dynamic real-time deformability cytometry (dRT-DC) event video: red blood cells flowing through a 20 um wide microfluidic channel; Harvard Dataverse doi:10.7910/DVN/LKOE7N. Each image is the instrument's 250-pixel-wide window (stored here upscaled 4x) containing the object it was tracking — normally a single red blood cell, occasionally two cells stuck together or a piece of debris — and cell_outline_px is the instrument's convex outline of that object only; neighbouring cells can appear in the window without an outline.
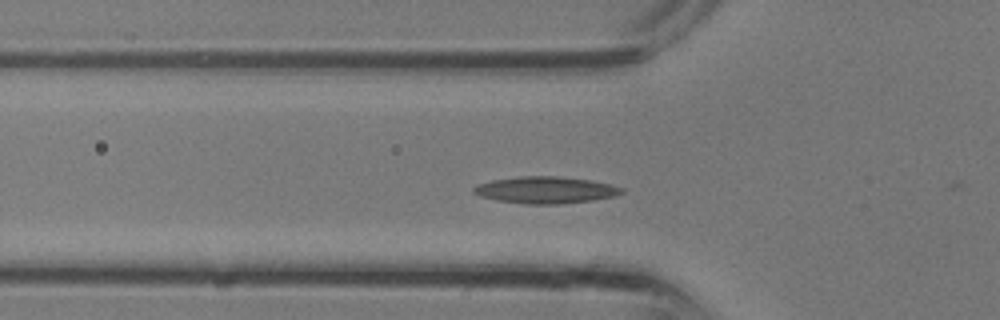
{"species": "common noctule bat (a hibernating species)", "species_latin": "Nyctalus noctula", "temperature_condition": "room temperature", "stored_images_in_passage": 9, "camera_frame_rate_fps": 3000, "um_per_image_px": 0.085, "animal": {"sex": "male", "body_mass_g": 13.3}, "frame": {"image": 1, "passage_image": 8, "time_ms": 2.333, "image_size_px": [1000, 320], "cell_outline_px": [[624, 192], [616, 196], [592, 200], [556, 204], [524, 204], [496, 200], [480, 196], [472, 192], [472, 188], [476, 184], [492, 180], [516, 176], [556, 176], [592, 180], [624, 188]], "centroid_in_image_um": [46.34, 16.14], "position_along_channel_um": 79.5, "area_um2": 23.24}}